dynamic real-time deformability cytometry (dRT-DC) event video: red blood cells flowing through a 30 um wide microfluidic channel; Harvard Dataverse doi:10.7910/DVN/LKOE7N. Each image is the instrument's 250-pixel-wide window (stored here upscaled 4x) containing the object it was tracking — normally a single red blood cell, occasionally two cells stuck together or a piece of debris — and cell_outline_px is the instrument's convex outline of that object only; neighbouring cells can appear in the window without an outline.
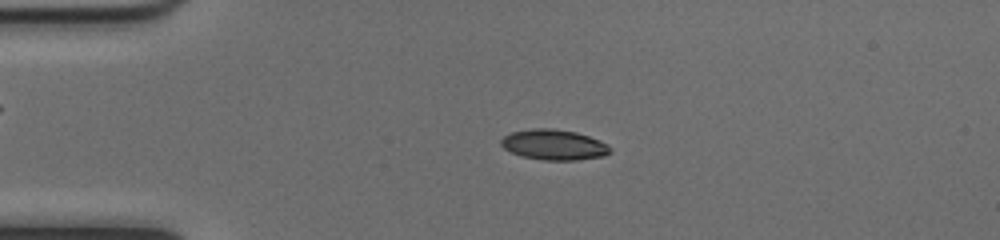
{"species": "common noctule bat (a hibernating species)", "species_latin": "Nyctalus noctula", "temperature_condition": "cold", "stored_images_in_passage": 51, "camera_frame_rate_fps": 3000, "um_per_image_px": 0.085, "animal": {"sex": "female", "body_mass_g": 17.0, "forearm_length_mm": 48.0}, "frame": {"image": 1, "passage_image": 12, "time_ms": 3.667, "image_size_px": [1000, 240], "cell_outline_px": [[612, 152], [604, 156], [576, 160], [544, 160], [524, 156], [512, 152], [504, 148], [500, 144], [500, 140], [504, 136], [512, 132], [532, 128], [552, 128], [576, 132], [600, 140], [612, 148]], "centroid_in_image_um": [47.11, 12.3], "position_along_channel_um": 37.9, "area_um2": 19.31}}
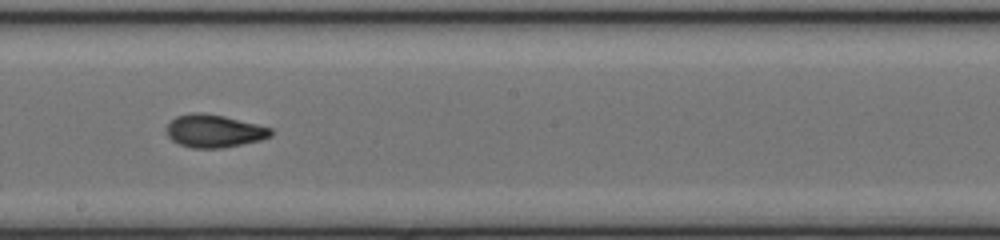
{"frame": {"image": 2, "passage_image": 29, "time_ms": 9.333, "image_size_px": [1000, 240], "cell_outline_px": [[272, 136], [260, 140], [224, 148], [192, 148], [180, 144], [172, 140], [168, 136], [164, 128], [176, 116], [192, 112], [200, 112], [224, 116], [272, 128]], "centroid_in_image_um": [18.18, 11.13], "position_along_channel_um": 230.0, "area_um2": 20.0}}
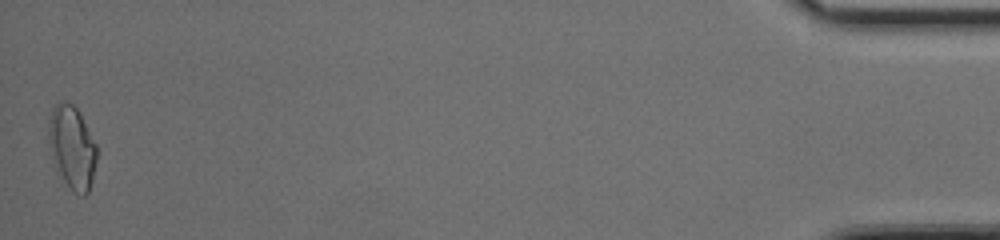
{"frame": {"image": 3, "passage_image": 51, "time_ms": 16.667, "image_size_px": [1000, 240], "cell_outline_px": [[96, 160], [92, 180], [88, 192], [84, 196], [76, 196], [72, 192], [64, 180], [52, 156], [48, 132], [48, 128], [52, 108], [56, 104], [64, 100], [72, 104], [80, 112], [96, 144]], "centroid_in_image_um": [6.15, 12.52], "position_along_channel_um": 429.1, "area_um2": 23.0}, "authors_computed_cell_mechanics": {"area_um2": 19.3052, "velocity_mm_per_s": 4.026, "shape_relaxation_time_tau1_ms": null, "shape_relaxation_time_tau2_ms": 1.7015, "deformation_change_tau1": null, "deformation_change_tau2": 0.0642}}